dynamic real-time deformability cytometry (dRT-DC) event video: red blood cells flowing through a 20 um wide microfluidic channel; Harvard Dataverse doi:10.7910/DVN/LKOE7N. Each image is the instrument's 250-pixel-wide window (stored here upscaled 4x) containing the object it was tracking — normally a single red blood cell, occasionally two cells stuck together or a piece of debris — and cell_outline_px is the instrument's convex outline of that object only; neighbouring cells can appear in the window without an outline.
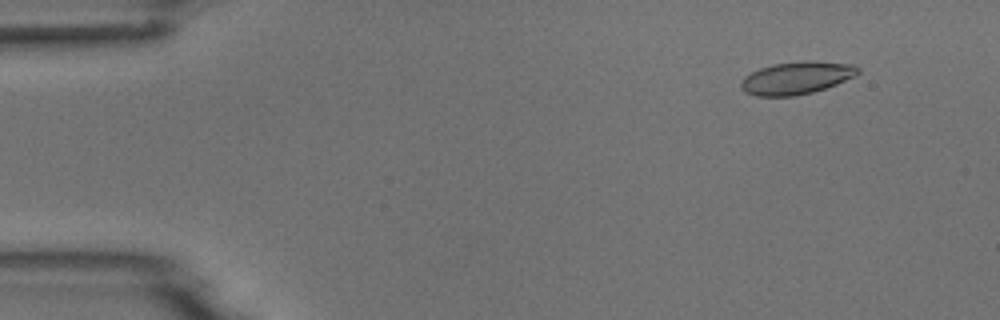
{"species": "common noctule bat (a hibernating species)", "species_latin": "Nyctalus noctula", "temperature_condition": "room temperature", "stored_images_in_passage": 5, "camera_frame_rate_fps": 3000, "um_per_image_px": 0.085, "animal": {"sex": "male", "body_mass_g": 18.8}, "frame": {"image": 1, "passage_image": 1, "time_ms": 0.0, "image_size_px": [1000, 320], "cell_outline_px": [[860, 72], [856, 76], [836, 84], [812, 92], [792, 96], [756, 96], [744, 92], [740, 88], [740, 84], [744, 76], [760, 68], [772, 64], [800, 60], [812, 60], [856, 64], [860, 68]], "centroid_in_image_um": [67.72, 6.6], "position_along_channel_um": 17.3, "area_um2": 22.54}}
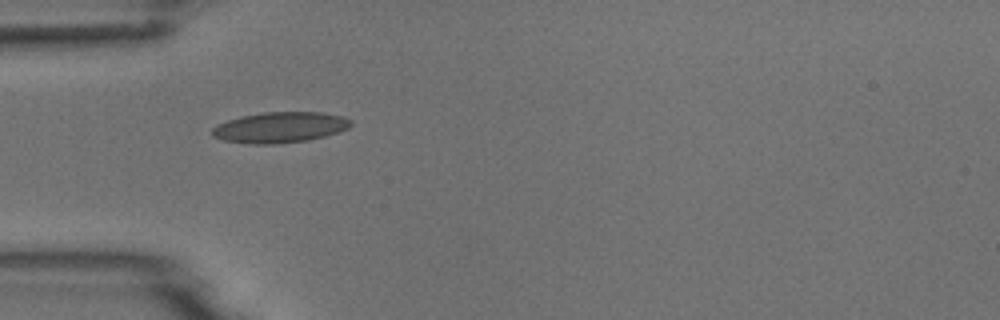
{"frame": {"image": 2, "passage_image": 4, "time_ms": 3.667, "image_size_px": [1000, 320], "cell_outline_px": [[352, 124], [348, 128], [324, 136], [308, 140], [276, 144], [248, 144], [224, 140], [212, 136], [212, 128], [216, 124], [240, 116], [264, 112], [320, 112], [344, 116], [352, 120]], "centroid_in_image_um": [23.78, 10.82], "position_along_channel_um": 61.2, "area_um2": 24.91}}